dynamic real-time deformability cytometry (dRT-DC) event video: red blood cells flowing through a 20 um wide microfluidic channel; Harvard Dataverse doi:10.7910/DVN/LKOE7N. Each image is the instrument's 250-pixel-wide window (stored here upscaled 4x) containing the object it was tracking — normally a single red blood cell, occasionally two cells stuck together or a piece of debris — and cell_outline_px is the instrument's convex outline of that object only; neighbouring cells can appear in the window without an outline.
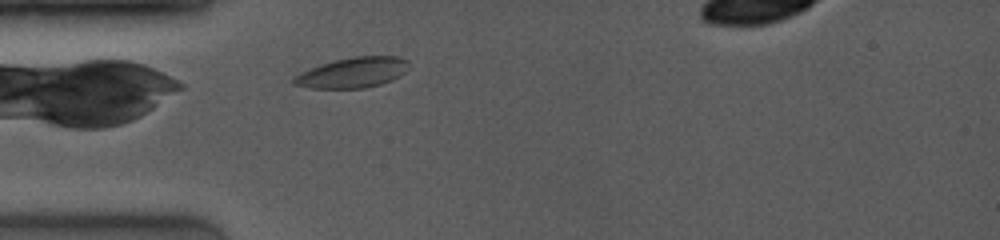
{"species": "common noctule bat (a hibernating species)", "species_latin": "Nyctalus noctula", "temperature_condition": "room temperature", "stored_images_in_passage": 51, "camera_frame_rate_fps": 4000, "um_per_image_px": 0.085, "animal": {"sex": "female", "body_mass_g": 19.0, "forearm_length_mm": 53.3}, "frame": {"image": 1, "passage_image": 2, "time_ms": 0.25, "image_size_px": [1000, 240], "cell_outline_px": [[408, 68], [400, 76], [392, 80], [380, 84], [364, 88], [312, 88], [292, 84], [292, 80], [300, 72], [320, 64], [352, 56], [396, 56], [408, 60]], "centroid_in_image_um": [29.98, 6.16], "position_along_channel_um": 55.0, "area_um2": 20.29}}
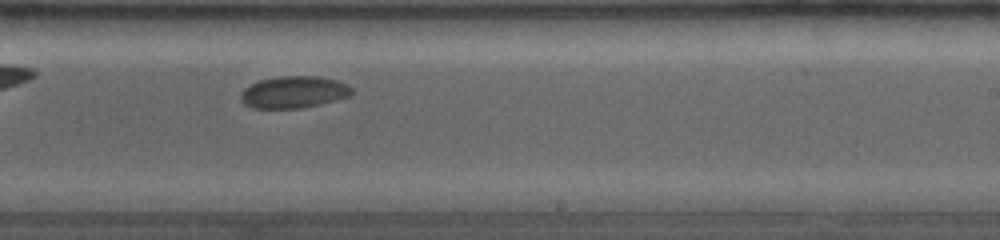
{"frame": {"image": 2, "passage_image": 24, "time_ms": 5.75, "image_size_px": [1000, 240], "cell_outline_px": [[352, 92], [348, 96], [320, 104], [300, 108], [252, 108], [244, 104], [240, 100], [240, 96], [244, 88], [260, 80], [276, 76], [316, 76], [336, 80], [348, 84], [352, 88]], "centroid_in_image_um": [24.94, 7.83], "position_along_channel_um": 264.1, "area_um2": 20.58}}
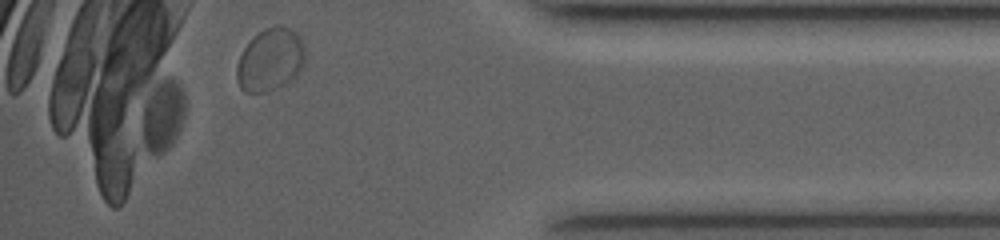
{"frame": {"image": 3, "passage_image": 47, "time_ms": 10.0, "image_size_px": [1000, 240], "cell_outline_px": [[304, 64], [296, 76], [284, 84], [276, 88], [264, 92], [244, 92], [240, 88], [236, 80], [236, 64], [244, 48], [252, 36], [264, 28], [280, 24], [296, 32], [300, 36], [304, 44]], "centroid_in_image_um": [22.95, 5.06], "position_along_channel_um": 412.2, "area_um2": 25.26}, "authors_computed_cell_mechanics": {"area_um2": 21.0392, "velocity_mm_per_s": 3.9193, "shape_relaxation_time_tau1_ms": 1.6164, "shape_relaxation_time_tau2_ms": 5.6153, "deformation_change_tau1": 0.0527, "deformation_change_tau2": 0.0245}}